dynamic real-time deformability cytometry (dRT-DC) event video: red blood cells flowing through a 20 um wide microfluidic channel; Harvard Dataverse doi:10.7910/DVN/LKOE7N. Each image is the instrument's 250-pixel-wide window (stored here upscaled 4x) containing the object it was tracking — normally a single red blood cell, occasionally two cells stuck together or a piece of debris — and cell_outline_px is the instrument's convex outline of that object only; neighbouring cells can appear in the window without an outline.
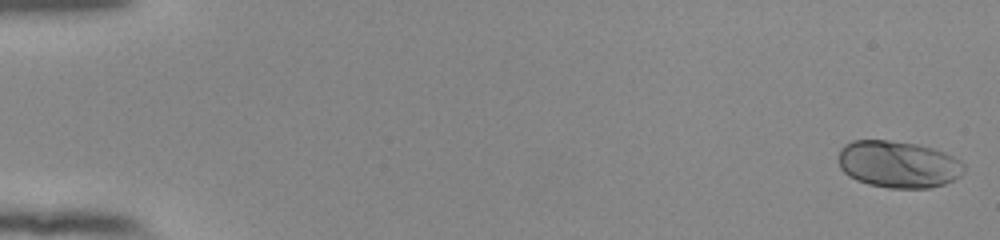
{"species": "human", "species_latin": "Homo sapiens", "temperature_condition": "room temperature", "stored_images_in_passage": 54, "camera_frame_rate_fps": 3000, "um_per_image_px": 0.085, "donor": {"sex": "female"}, "frame": {"image": 1, "passage_image": 1, "time_ms": 0.0, "image_size_px": [1000, 240], "cell_outline_px": [[964, 172], [960, 176], [944, 184], [928, 188], [888, 188], [868, 184], [856, 180], [848, 176], [840, 168], [840, 148], [844, 144], [852, 140], [888, 140], [916, 144], [932, 148], [944, 152], [960, 160], [964, 164]], "centroid_in_image_um": [76.34, 13.97], "position_along_channel_um": 8.7, "area_um2": 34.39}}
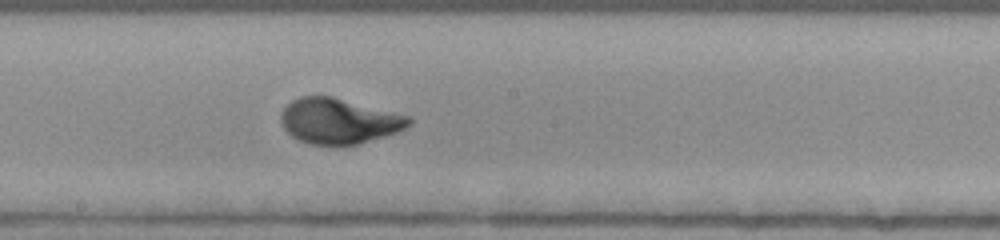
{"frame": {"image": 2, "passage_image": 31, "time_ms": 10.0, "image_size_px": [1000, 240], "cell_outline_px": [[412, 124], [396, 132], [360, 144], [340, 148], [336, 148], [308, 144], [292, 136], [284, 128], [280, 120], [280, 116], [284, 108], [292, 100], [300, 96], [332, 96], [408, 116], [412, 120]], "centroid_in_image_um": [28.78, 10.33], "position_along_channel_um": 219.4, "area_um2": 34.28}}
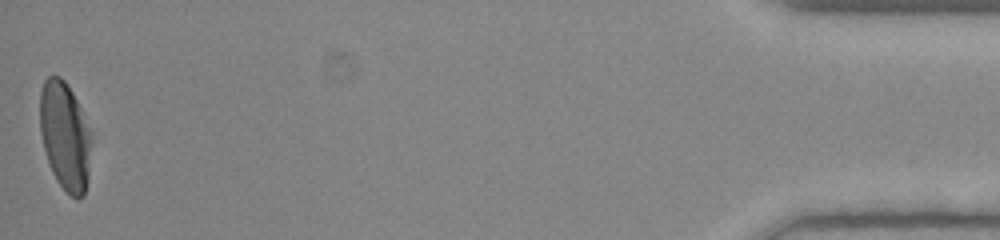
{"frame": {"image": 3, "passage_image": 54, "time_ms": 17.667, "image_size_px": [1000, 240], "cell_outline_px": [[92, 132], [88, 176], [84, 196], [72, 196], [56, 180], [52, 172], [44, 148], [40, 132], [40, 92], [44, 80], [48, 76], [60, 76], [64, 80], [72, 92]], "centroid_in_image_um": [5.52, 11.52], "position_along_channel_um": 429.7, "area_um2": 32.19}, "authors_computed_cell_mechanics": {"area_um2": 32.8882, "velocity_mm_per_s": 3.8663, "shape_relaxation_time_tau1_ms": 2.6493, "shape_relaxation_time_tau2_ms": null, "deformation_change_tau1": 0.1967, "deformation_change_tau2": null}}